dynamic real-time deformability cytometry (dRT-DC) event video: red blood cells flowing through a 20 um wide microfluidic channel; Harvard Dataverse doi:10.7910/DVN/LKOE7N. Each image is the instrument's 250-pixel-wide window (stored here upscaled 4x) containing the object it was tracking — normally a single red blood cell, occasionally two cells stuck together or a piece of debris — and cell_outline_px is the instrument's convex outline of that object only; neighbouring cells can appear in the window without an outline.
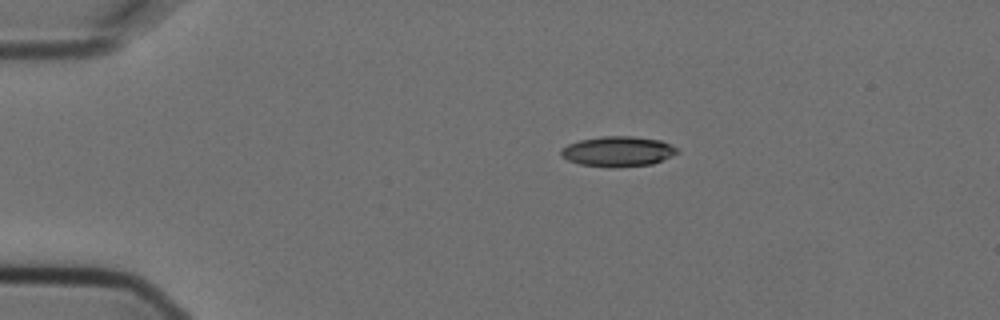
{"species": "Egyptian fruit bat (a non-hibernating species)", "species_latin": "Rousettus aegyptiacus", "temperature_condition": "cold", "stored_images_in_passage": 4, "camera_frame_rate_fps": 3000, "um_per_image_px": 0.085, "animal": {"sex": "female"}, "frame": {"image": 1, "passage_image": 1, "time_ms": 0.0, "image_size_px": [1000, 320], "cell_outline_px": [[680, 152], [652, 164], [612, 168], [608, 168], [580, 164], [568, 160], [560, 156], [560, 148], [568, 144], [580, 140], [600, 136], [632, 136], [660, 140], [676, 148]], "centroid_in_image_um": [52.47, 12.87], "position_along_channel_um": 32.5, "area_um2": 20.52}}
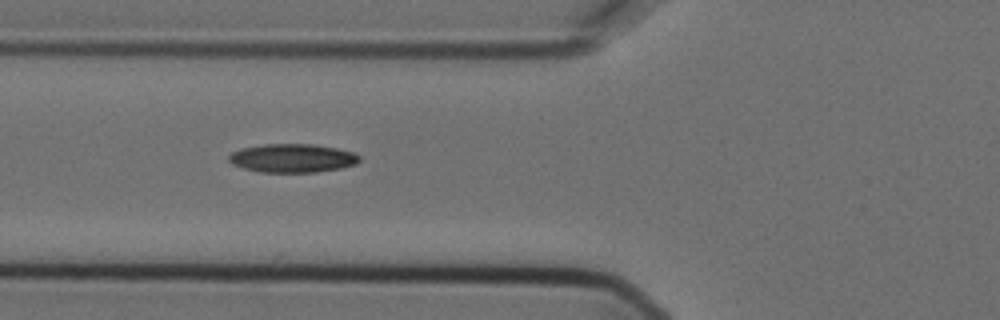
{"frame": {"image": 2, "passage_image": 3, "time_ms": 0.667, "image_size_px": [1000, 320], "cell_outline_px": [[360, 160], [356, 164], [340, 168], [316, 172], [260, 172], [244, 168], [232, 164], [228, 160], [228, 156], [232, 152], [240, 148], [264, 144], [312, 144], [336, 148], [356, 152], [360, 156]], "centroid_in_image_um": [24.86, 13.44], "position_along_channel_um": 100.9, "area_um2": 21.85}}
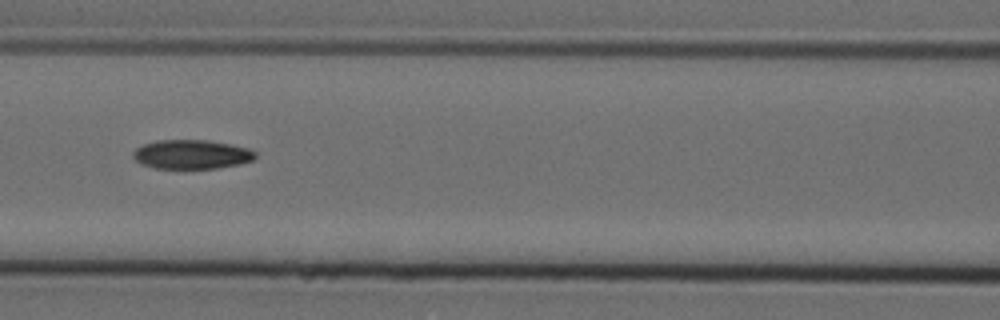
{"frame": {"image": 3, "passage_image": 4, "time_ms": 1.0, "image_size_px": [1000, 320], "cell_outline_px": [[256, 156], [252, 160], [240, 164], [216, 168], [152, 168], [140, 164], [132, 156], [132, 152], [136, 148], [144, 144], [156, 140], [208, 140], [232, 144], [248, 148], [256, 152]], "centroid_in_image_um": [16.27, 13.12], "position_along_channel_um": 150.3, "area_um2": 20.87}}